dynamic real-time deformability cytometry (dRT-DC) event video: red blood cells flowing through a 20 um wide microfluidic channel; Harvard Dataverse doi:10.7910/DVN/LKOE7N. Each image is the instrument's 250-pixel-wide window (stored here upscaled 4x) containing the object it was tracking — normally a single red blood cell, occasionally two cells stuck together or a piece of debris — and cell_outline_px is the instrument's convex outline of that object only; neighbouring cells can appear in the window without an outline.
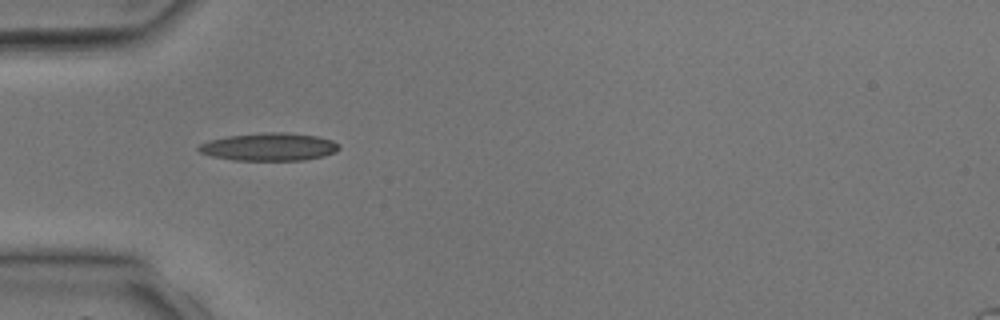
{"species": "common noctule bat (a hibernating species)", "species_latin": "Nyctalus noctula", "temperature_condition": "room temperature", "stored_images_in_passage": 40, "camera_frame_rate_fps": 3000, "um_per_image_px": 0.085, "animal": {"sex": "male", "body_mass_g": 17.9, "forearm_length_mm": 54.2}, "frame": {"image": 1, "passage_image": 13, "time_ms": 4.0, "image_size_px": [1000, 320], "cell_outline_px": [[340, 148], [336, 152], [324, 156], [304, 160], [232, 160], [212, 156], [200, 152], [196, 148], [200, 144], [212, 140], [228, 136], [268, 132], [284, 132], [316, 136], [332, 140], [340, 144]], "centroid_in_image_um": [22.91, 12.49], "position_along_channel_um": 62.1, "area_um2": 22.66}}
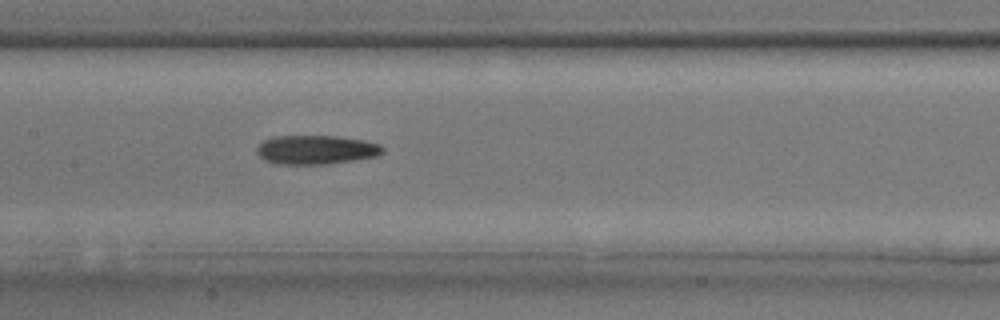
{"frame": {"image": 2, "passage_image": 20, "time_ms": 6.333, "image_size_px": [1000, 320], "cell_outline_px": [[384, 152], [376, 156], [328, 164], [276, 164], [264, 160], [256, 152], [256, 148], [264, 140], [276, 136], [336, 136], [364, 140], [380, 144], [384, 148]], "centroid_in_image_um": [26.86, 12.73], "position_along_channel_um": 180.5, "area_um2": 21.27}}
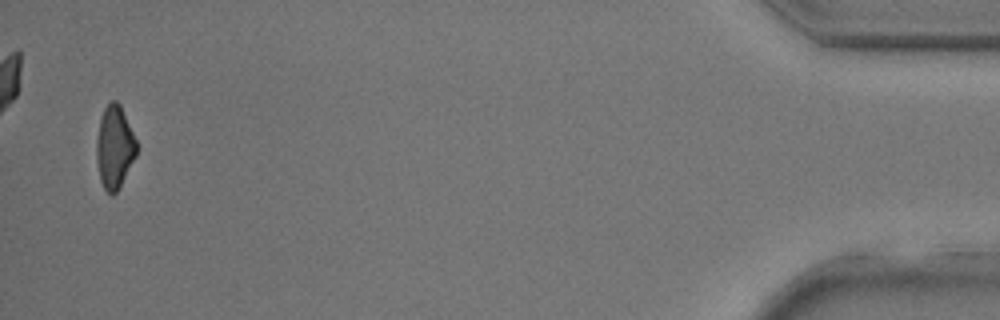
{"frame": {"image": 3, "passage_image": 39, "time_ms": 12.667, "image_size_px": [1000, 320], "cell_outline_px": [[136, 156], [116, 192], [112, 196], [104, 188], [100, 180], [96, 156], [96, 140], [100, 120], [104, 108], [112, 100], [116, 100], [120, 104], [136, 140]], "centroid_in_image_um": [9.72, 12.5], "position_along_channel_um": 425.5, "area_um2": 19.02}}